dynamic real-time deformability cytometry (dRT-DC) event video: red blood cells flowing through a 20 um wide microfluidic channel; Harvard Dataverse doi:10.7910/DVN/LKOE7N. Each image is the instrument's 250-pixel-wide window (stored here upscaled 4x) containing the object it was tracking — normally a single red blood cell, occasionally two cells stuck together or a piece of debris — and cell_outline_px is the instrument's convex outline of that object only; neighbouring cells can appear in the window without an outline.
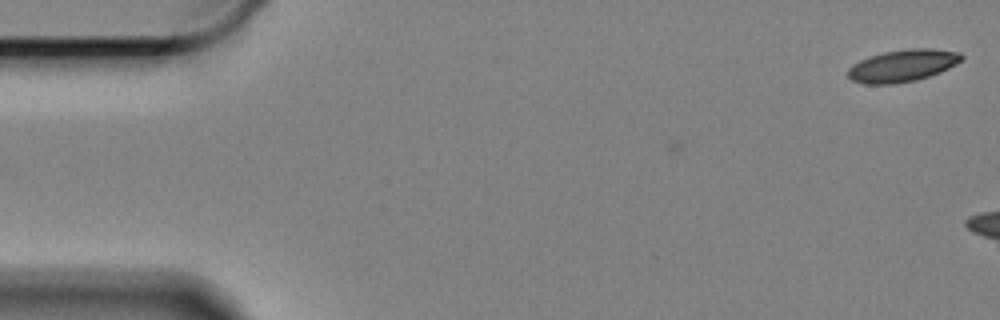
{"species": "Egyptian fruit bat (a non-hibernating species)", "species_latin": "Rousettus aegyptiacus", "temperature_condition": "cold", "stored_images_in_passage": 3, "camera_frame_rate_fps": 3000, "um_per_image_px": 0.085, "animal": {"sex": "female"}, "frame": {"image": 1, "passage_image": 1, "time_ms": 0.0, "image_size_px": [1000, 320], "cell_outline_px": [[964, 56], [956, 64], [940, 72], [916, 80], [896, 84], [864, 84], [852, 80], [848, 76], [848, 68], [852, 64], [860, 60], [884, 52], [908, 48], [932, 48], [960, 52]], "centroid_in_image_um": [76.72, 5.58], "position_along_channel_um": 8.3, "area_um2": 21.27}}